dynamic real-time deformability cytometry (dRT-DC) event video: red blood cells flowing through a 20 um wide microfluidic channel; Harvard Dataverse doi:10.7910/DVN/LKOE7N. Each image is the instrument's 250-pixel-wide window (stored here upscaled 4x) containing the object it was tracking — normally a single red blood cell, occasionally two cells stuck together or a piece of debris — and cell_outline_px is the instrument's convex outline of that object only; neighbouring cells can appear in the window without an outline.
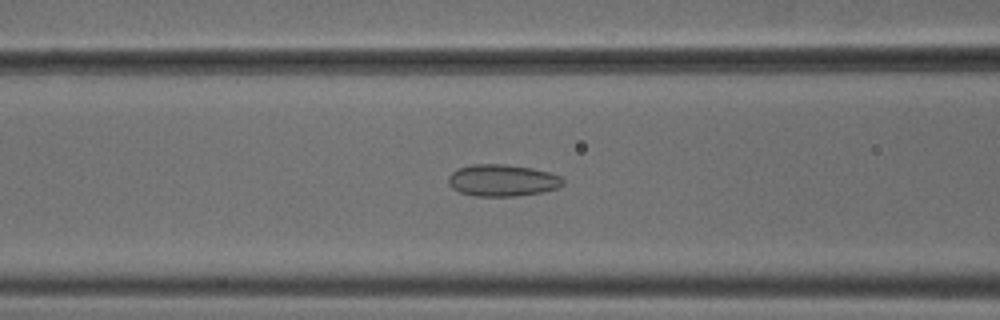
{"species": "common noctule bat (a hibernating species)", "species_latin": "Nyctalus noctula", "temperature_condition": "cold", "stored_images_in_passage": 53, "camera_frame_rate_fps": 3000, "um_per_image_px": 0.085, "animal": {"sex": "male", "body_mass_g": 18.8}, "frame": {"image": 1, "passage_image": 22, "time_ms": 7.0, "image_size_px": [1000, 320], "cell_outline_px": [[564, 184], [556, 188], [544, 192], [516, 196], [476, 196], [460, 192], [452, 188], [448, 184], [448, 176], [456, 168], [472, 164], [504, 164], [532, 168], [548, 172], [560, 176], [564, 180]], "centroid_in_image_um": [42.68, 15.33], "position_along_channel_um": 123.9, "area_um2": 21.39}}
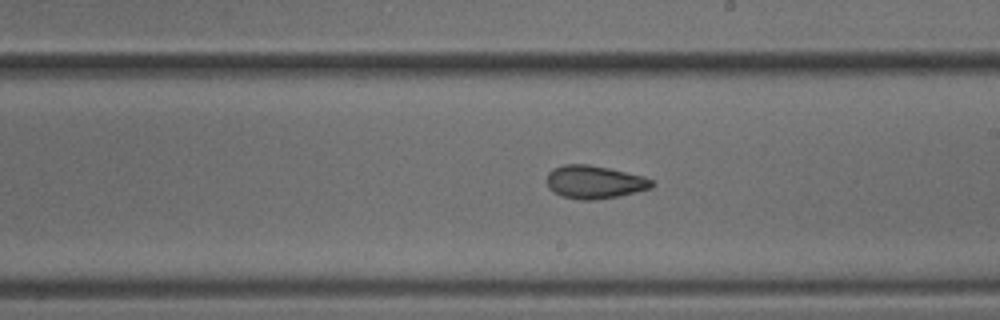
{"frame": {"image": 2, "passage_image": 31, "time_ms": 10.0, "image_size_px": [1000, 320], "cell_outline_px": [[656, 184], [652, 188], [636, 192], [616, 196], [592, 200], [580, 200], [560, 196], [548, 188], [548, 172], [552, 168], [564, 164], [588, 164], [608, 168], [644, 176], [652, 180]], "centroid_in_image_um": [50.53, 15.47], "position_along_channel_um": 238.5, "area_um2": 20.29}}
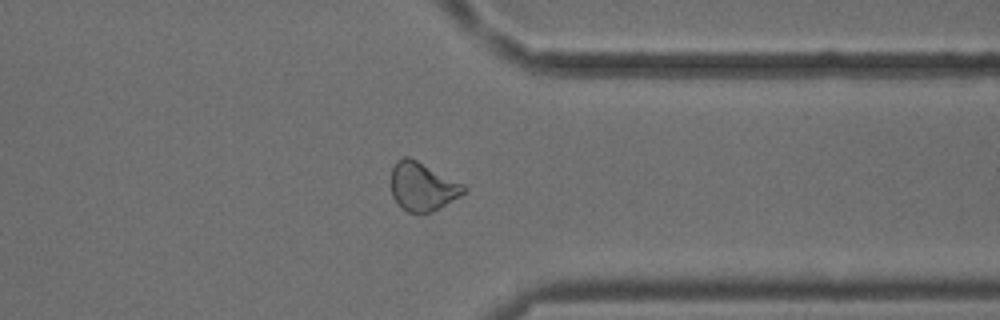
{"frame": {"image": 3, "passage_image": 42, "time_ms": 13.667, "image_size_px": [1000, 320], "cell_outline_px": [[468, 188], [460, 196], [432, 212], [408, 212], [392, 196], [392, 168], [396, 160], [404, 156], [408, 156], [464, 184]], "centroid_in_image_um": [35.92, 15.84], "position_along_channel_um": 375.5, "area_um2": 20.17}, "authors_computed_cell_mechanics": {"area_um2": 21.386, "velocity_mm_per_s": 3.8184, "shape_relaxation_time_tau1_ms": null, "shape_relaxation_time_tau2_ms": 2.1195, "deformation_change_tau1": null, "deformation_change_tau2": 0.0762}}